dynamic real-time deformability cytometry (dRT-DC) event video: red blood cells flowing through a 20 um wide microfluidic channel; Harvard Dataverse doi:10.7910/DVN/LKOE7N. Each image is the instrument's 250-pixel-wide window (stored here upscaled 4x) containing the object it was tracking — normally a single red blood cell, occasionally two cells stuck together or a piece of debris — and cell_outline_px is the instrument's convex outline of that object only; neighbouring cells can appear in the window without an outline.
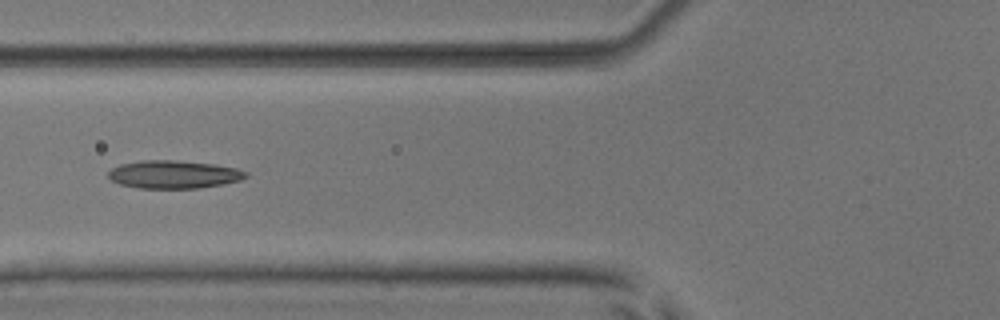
{"species": "common noctule bat (a hibernating species)", "species_latin": "Nyctalus noctula", "temperature_condition": "room temperature", "stored_images_in_passage": 2, "camera_frame_rate_fps": 3000, "um_per_image_px": 0.085, "animal": {"sex": "male", "body_mass_g": 17.9, "forearm_length_mm": 54.2}, "frame": {"image": 1, "passage_image": 2, "time_ms": 1.0, "image_size_px": [1000, 320], "cell_outline_px": [[248, 176], [240, 180], [224, 184], [200, 188], [140, 188], [120, 184], [112, 180], [108, 176], [108, 172], [112, 168], [120, 164], [140, 160], [172, 160], [216, 164], [236, 168], [248, 172]], "centroid_in_image_um": [14.79, 14.82], "position_along_channel_um": 111.0, "area_um2": 22.48}}